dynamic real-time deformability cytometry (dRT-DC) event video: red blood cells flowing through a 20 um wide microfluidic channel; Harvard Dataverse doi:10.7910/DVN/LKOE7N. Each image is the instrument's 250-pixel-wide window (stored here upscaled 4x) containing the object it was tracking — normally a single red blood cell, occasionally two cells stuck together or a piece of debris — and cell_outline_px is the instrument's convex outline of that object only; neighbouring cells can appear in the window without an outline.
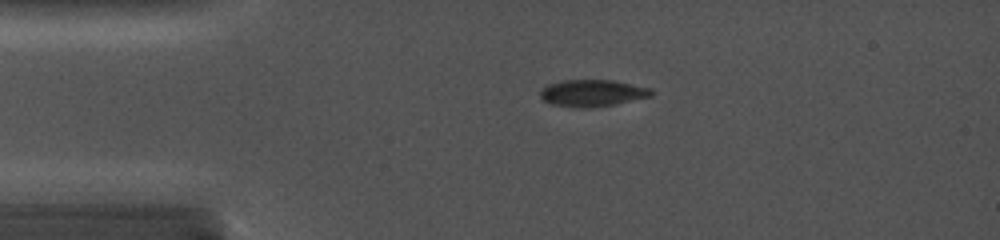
{"species": "common noctule bat (a hibernating species)", "species_latin": "Nyctalus noctula", "temperature_condition": "cold", "stored_images_in_passage": 7, "camera_frame_rate_fps": 5000, "um_per_image_px": 0.085, "animal": {"sex": "female", "body_mass_g": 19.0, "forearm_length_mm": 56.7}, "frame": {"image": 1, "passage_image": 5, "time_ms": 2.8, "image_size_px": [1000, 240], "cell_outline_px": [[656, 92], [652, 96], [616, 104], [580, 108], [552, 104], [544, 100], [540, 96], [540, 92], [548, 84], [564, 80], [612, 80], [652, 88]], "centroid_in_image_um": [50.41, 7.9], "position_along_channel_um": 34.6, "area_um2": 17.28}}